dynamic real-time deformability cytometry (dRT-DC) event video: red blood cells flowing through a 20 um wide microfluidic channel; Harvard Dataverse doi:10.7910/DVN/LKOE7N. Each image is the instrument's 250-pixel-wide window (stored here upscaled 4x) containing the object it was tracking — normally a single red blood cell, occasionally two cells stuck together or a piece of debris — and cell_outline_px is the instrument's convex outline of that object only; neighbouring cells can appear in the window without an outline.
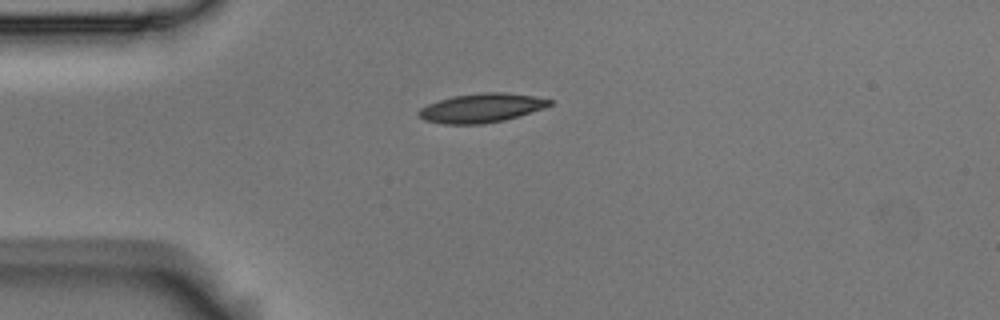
{"species": "Egyptian fruit bat (a non-hibernating species)", "species_latin": "Rousettus aegyptiacus", "temperature_condition": "room temperature", "stored_images_in_passage": 12, "camera_frame_rate_fps": 3000, "um_per_image_px": 0.085, "animal": {"sex": "male"}, "frame": {"image": 1, "passage_image": 1, "time_ms": 0.0, "image_size_px": [1000, 320], "cell_outline_px": [[552, 104], [544, 108], [520, 116], [504, 120], [484, 124], [444, 124], [424, 120], [416, 112], [420, 108], [428, 104], [452, 96], [484, 92], [504, 92], [532, 96], [552, 100]], "centroid_in_image_um": [40.92, 9.18], "position_along_channel_um": 44.1, "area_um2": 22.14}}
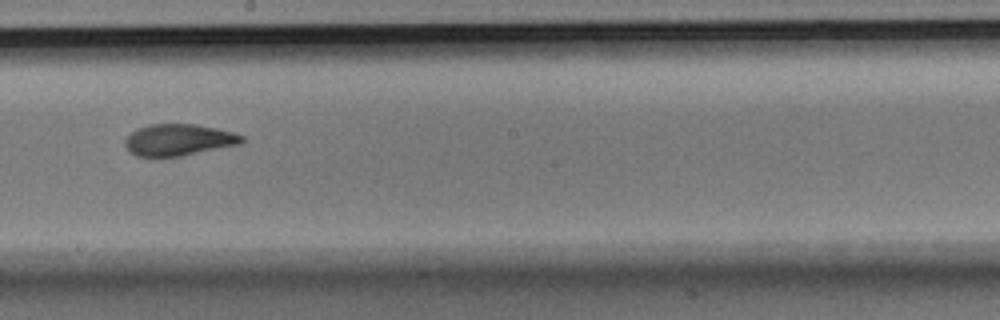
{"frame": {"image": 2, "passage_image": 6, "time_ms": 1.667, "image_size_px": [1000, 320], "cell_outline_px": [[244, 144], [184, 156], [136, 156], [128, 152], [124, 144], [124, 140], [136, 128], [152, 124], [196, 124], [236, 132], [244, 136]], "centroid_in_image_um": [15.24, 11.89], "position_along_channel_um": 233.0, "area_um2": 21.96}}
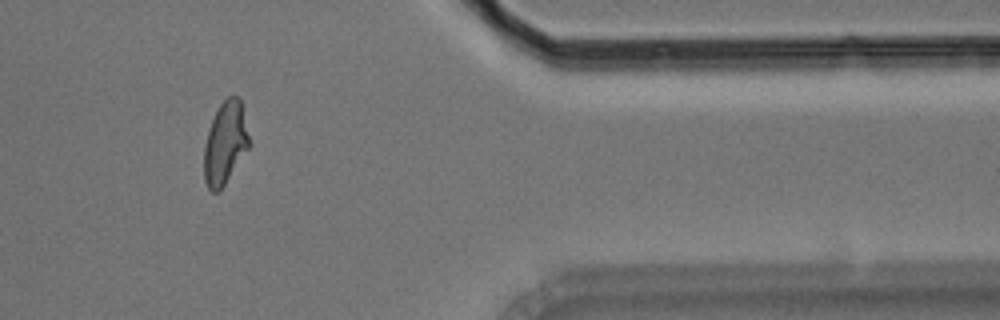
{"frame": {"image": 3, "passage_image": 10, "time_ms": 3.0, "image_size_px": [1000, 320], "cell_outline_px": [[248, 148], [224, 184], [216, 192], [212, 192], [208, 188], [204, 180], [204, 148], [208, 132], [212, 120], [220, 104], [228, 96], [236, 96], [240, 100], [248, 136]], "centroid_in_image_um": [19.11, 12.17], "position_along_channel_um": 392.3, "area_um2": 20.87}}